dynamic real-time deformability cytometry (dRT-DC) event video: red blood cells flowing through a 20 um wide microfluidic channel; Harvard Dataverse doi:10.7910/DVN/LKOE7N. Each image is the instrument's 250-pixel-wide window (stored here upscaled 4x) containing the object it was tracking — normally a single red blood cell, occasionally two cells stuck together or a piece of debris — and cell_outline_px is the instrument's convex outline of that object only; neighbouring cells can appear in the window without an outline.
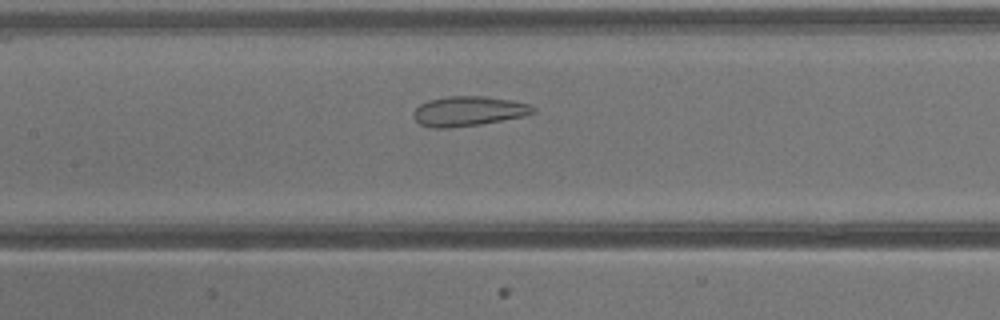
{"species": "common noctule bat (a hibernating species)", "species_latin": "Nyctalus noctula", "temperature_condition": "warm", "stored_images_in_passage": 35, "camera_frame_rate_fps": 3000, "um_per_image_px": 0.085, "animal": {"sex": "male", "body_mass_g": 13.3}, "frame": {"image": 1, "passage_image": 14, "time_ms": 4.333, "image_size_px": [1000, 320], "cell_outline_px": [[536, 112], [524, 116], [480, 124], [448, 128], [432, 128], [420, 124], [412, 116], [412, 112], [420, 104], [428, 100], [448, 96], [484, 96], [512, 100], [528, 104], [536, 108]], "centroid_in_image_um": [39.8, 9.44], "position_along_channel_um": 167.6, "area_um2": 20.81}}
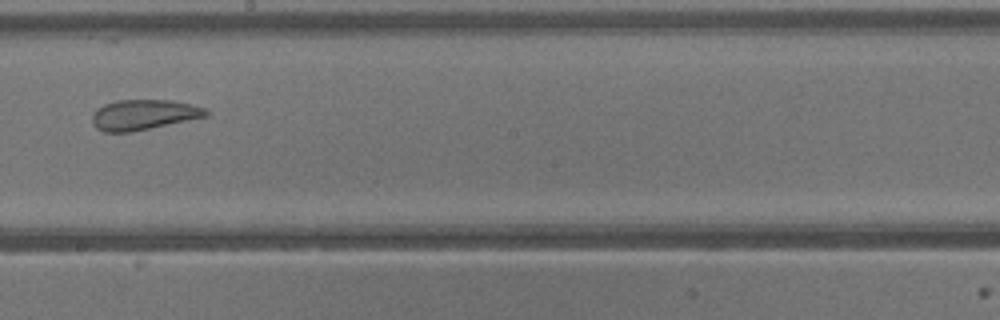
{"frame": {"image": 2, "passage_image": 18, "time_ms": 5.667, "image_size_px": [1000, 320], "cell_outline_px": [[208, 116], [132, 132], [104, 132], [96, 128], [92, 124], [92, 116], [96, 108], [104, 104], [116, 100], [172, 100], [192, 104], [204, 108], [208, 112]], "centroid_in_image_um": [12.18, 9.75], "position_along_channel_um": 236.0, "area_um2": 20.17}}
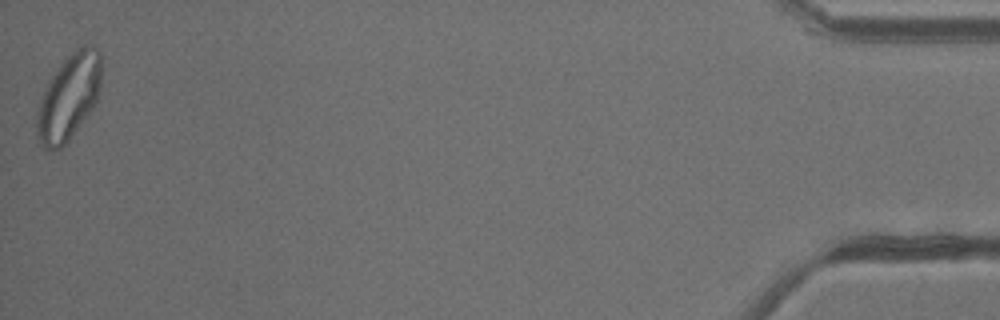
{"frame": {"image": 3, "passage_image": 35, "time_ms": 11.333, "image_size_px": [1000, 320], "cell_outline_px": [[100, 88], [96, 100], [92, 108], [68, 140], [60, 148], [52, 152], [48, 152], [44, 148], [36, 136], [36, 112], [44, 92], [52, 76], [60, 64], [76, 48], [84, 44], [88, 44], [96, 48], [100, 52]], "centroid_in_image_um": [5.83, 8.27], "position_along_channel_um": 429.4, "area_um2": 31.85}}